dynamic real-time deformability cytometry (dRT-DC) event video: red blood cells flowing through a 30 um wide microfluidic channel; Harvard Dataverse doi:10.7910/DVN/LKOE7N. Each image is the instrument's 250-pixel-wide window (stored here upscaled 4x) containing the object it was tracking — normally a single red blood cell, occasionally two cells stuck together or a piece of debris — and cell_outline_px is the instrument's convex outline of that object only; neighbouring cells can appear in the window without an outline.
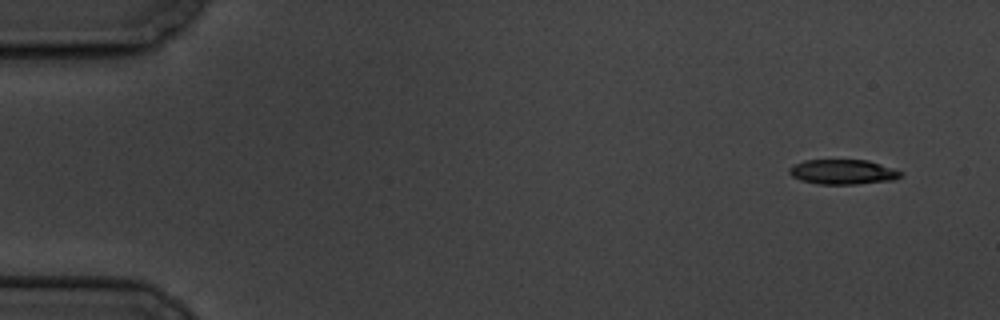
{"species": "common noctule bat (a hibernating species)", "species_latin": "Nyctalus noctula", "temperature_condition": "cold", "stored_images_in_passage": 5, "camera_frame_rate_fps": 3000, "um_per_image_px": 0.085, "animal": {"sex": "male", "body_mass_g": 19.5, "forearm_length_mm": 54.6}, "frame": {"image": 1, "passage_image": 1, "time_ms": 0.0, "image_size_px": [1000, 320], "cell_outline_px": [[904, 172], [900, 176], [892, 180], [856, 184], [820, 184], [800, 180], [792, 176], [788, 172], [788, 168], [804, 160], [868, 160]], "centroid_in_image_um": [71.62, 14.61], "position_along_channel_um": 13.4, "area_um2": 16.01}}
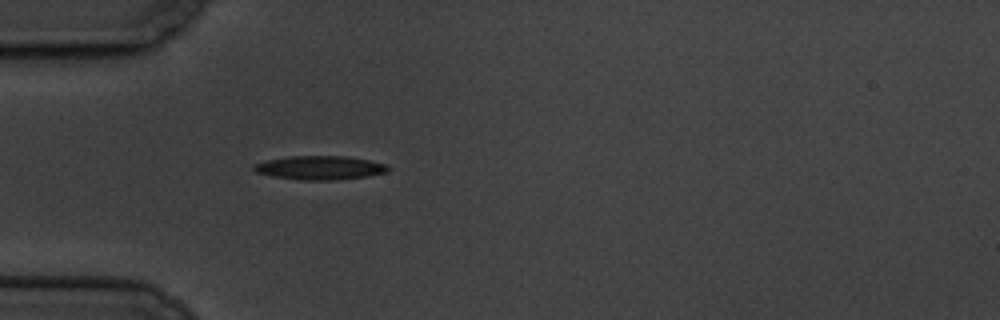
{"frame": {"image": 2, "passage_image": 5, "time_ms": 4.667, "image_size_px": [1000, 320], "cell_outline_px": [[392, 168], [388, 172], [368, 176], [332, 180], [300, 180], [272, 176], [256, 172], [252, 168], [252, 164], [268, 160], [292, 156], [348, 156], [388, 164]], "centroid_in_image_um": [27.23, 14.26], "position_along_channel_um": 57.8, "area_um2": 18.73}}